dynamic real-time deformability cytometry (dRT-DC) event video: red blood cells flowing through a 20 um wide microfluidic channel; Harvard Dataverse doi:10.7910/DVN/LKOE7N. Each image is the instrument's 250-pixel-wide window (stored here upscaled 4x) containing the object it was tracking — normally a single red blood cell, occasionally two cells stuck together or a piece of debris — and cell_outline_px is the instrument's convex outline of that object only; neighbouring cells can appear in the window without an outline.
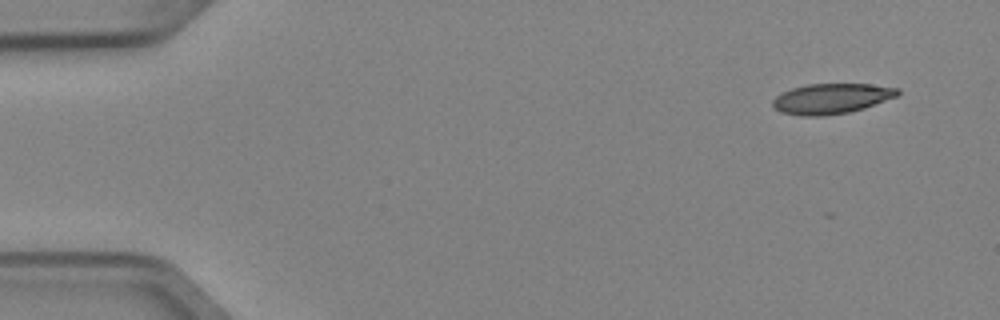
{"species": "Egyptian fruit bat (a non-hibernating species)", "species_latin": "Rousettus aegyptiacus", "temperature_condition": "cold", "stored_images_in_passage": 5, "camera_frame_rate_fps": 3000, "um_per_image_px": 0.085, "animal": {"sex": "female"}, "frame": {"image": 1, "passage_image": 1, "time_ms": 0.0, "image_size_px": [1000, 320], "cell_outline_px": [[900, 92], [896, 96], [864, 108], [848, 112], [824, 116], [804, 116], [780, 112], [772, 104], [772, 100], [776, 96], [792, 88], [808, 84], [868, 84], [900, 88]], "centroid_in_image_um": [70.66, 8.38], "position_along_channel_um": 14.3, "area_um2": 21.85}}
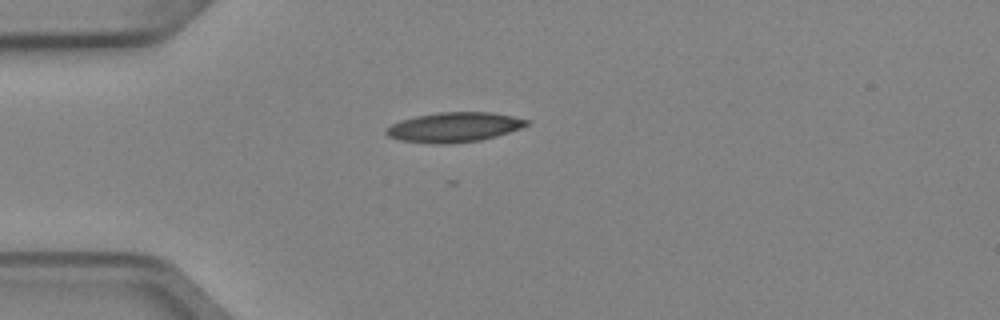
{"frame": {"image": 2, "passage_image": 4, "time_ms": 1.0, "image_size_px": [1000, 320], "cell_outline_px": [[528, 124], [520, 128], [496, 136], [480, 140], [448, 144], [432, 144], [400, 140], [388, 136], [384, 132], [384, 128], [400, 120], [416, 116], [440, 112], [492, 112], [512, 116], [528, 120]], "centroid_in_image_um": [38.55, 10.81], "position_along_channel_um": 46.5, "area_um2": 24.33}}